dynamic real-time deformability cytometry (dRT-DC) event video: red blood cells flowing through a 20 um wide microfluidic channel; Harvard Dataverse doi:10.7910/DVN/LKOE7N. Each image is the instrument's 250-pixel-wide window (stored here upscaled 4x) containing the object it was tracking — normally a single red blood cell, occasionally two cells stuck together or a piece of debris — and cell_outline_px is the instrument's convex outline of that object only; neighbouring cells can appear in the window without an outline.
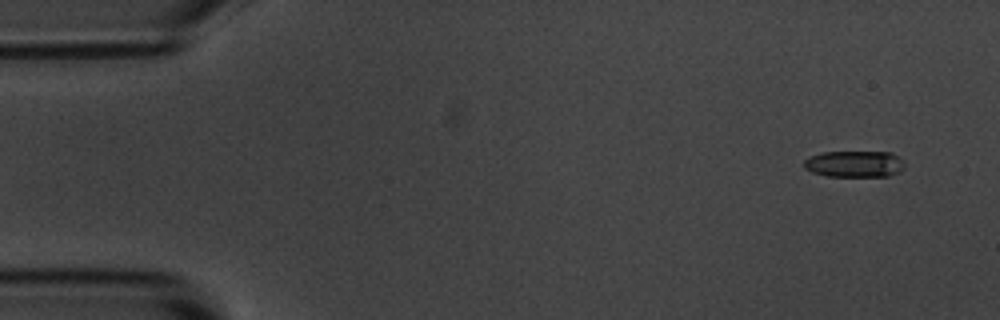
{"species": "common noctule bat (a hibernating species)", "species_latin": "Nyctalus noctula", "temperature_condition": "room temperature", "stored_images_in_passage": 5, "segment_of_instrument_passage": [2, 2], "camera_frame_rate_fps": 3000, "um_per_image_px": 0.085, "animal": {"sex": "male", "body_mass_g": 20.1, "forearm_length_mm": 53.5}, "frame": {"image": 1, "passage_image": 5, "time_ms": 4.667, "image_size_px": [1000, 320], "cell_outline_px": [[904, 168], [900, 172], [888, 176], [828, 176], [812, 172], [804, 168], [804, 160], [808, 156], [820, 152], [892, 152], [904, 160]], "centroid_in_image_um": [72.64, 13.93], "position_along_channel_um": 12.4, "area_um2": 15.72}}